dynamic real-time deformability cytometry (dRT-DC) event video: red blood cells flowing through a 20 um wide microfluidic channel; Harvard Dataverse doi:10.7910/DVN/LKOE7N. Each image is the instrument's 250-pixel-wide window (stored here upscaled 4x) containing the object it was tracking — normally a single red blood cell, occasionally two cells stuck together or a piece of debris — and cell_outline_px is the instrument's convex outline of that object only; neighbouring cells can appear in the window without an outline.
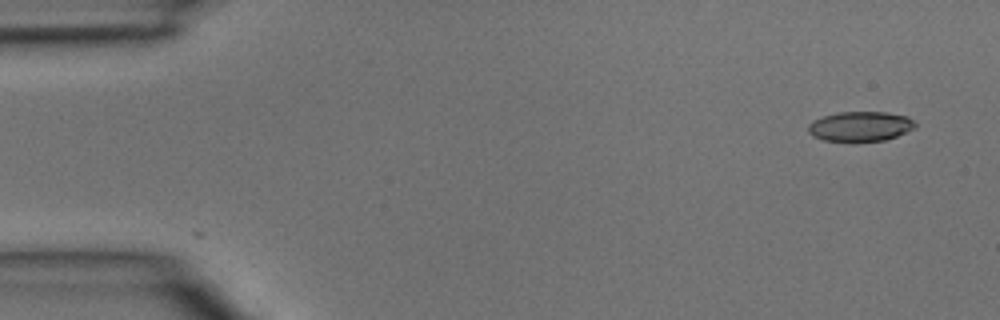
{"species": "common noctule bat (a hibernating species)", "species_latin": "Nyctalus noctula", "temperature_condition": "room temperature", "stored_images_in_passage": 4, "camera_frame_rate_fps": 3000, "um_per_image_px": 0.085, "animal": {"sex": "male", "body_mass_g": 15.6}, "frame": {"image": 1, "passage_image": 1, "time_ms": 0.0, "image_size_px": [1000, 320], "cell_outline_px": [[916, 128], [896, 136], [884, 140], [824, 140], [812, 136], [808, 132], [808, 124], [812, 120], [824, 116], [840, 112], [888, 112], [908, 116], [916, 124]], "centroid_in_image_um": [73.13, 10.72], "position_along_channel_um": 11.9, "area_um2": 18.38}}
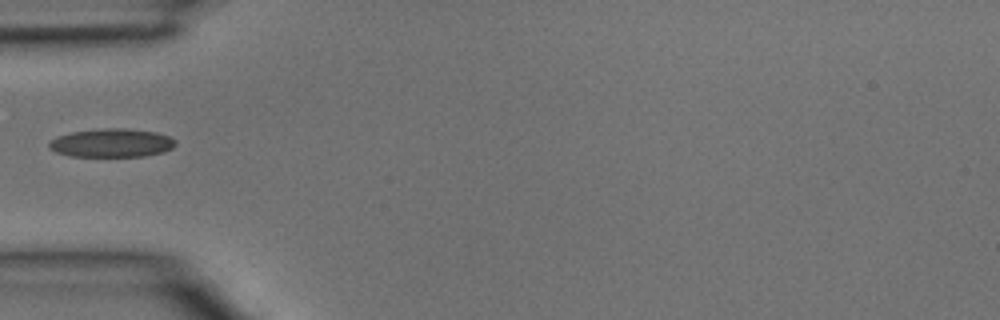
{"frame": {"image": 2, "passage_image": 4, "time_ms": 1.0, "image_size_px": [1000, 320], "cell_outline_px": [[176, 144], [172, 148], [164, 152], [144, 156], [68, 156], [56, 152], [48, 148], [48, 144], [56, 136], [72, 132], [100, 128], [124, 128], [156, 132], [168, 136], [176, 140]], "centroid_in_image_um": [9.48, 12.15], "position_along_channel_um": 75.5, "area_um2": 21.1}}